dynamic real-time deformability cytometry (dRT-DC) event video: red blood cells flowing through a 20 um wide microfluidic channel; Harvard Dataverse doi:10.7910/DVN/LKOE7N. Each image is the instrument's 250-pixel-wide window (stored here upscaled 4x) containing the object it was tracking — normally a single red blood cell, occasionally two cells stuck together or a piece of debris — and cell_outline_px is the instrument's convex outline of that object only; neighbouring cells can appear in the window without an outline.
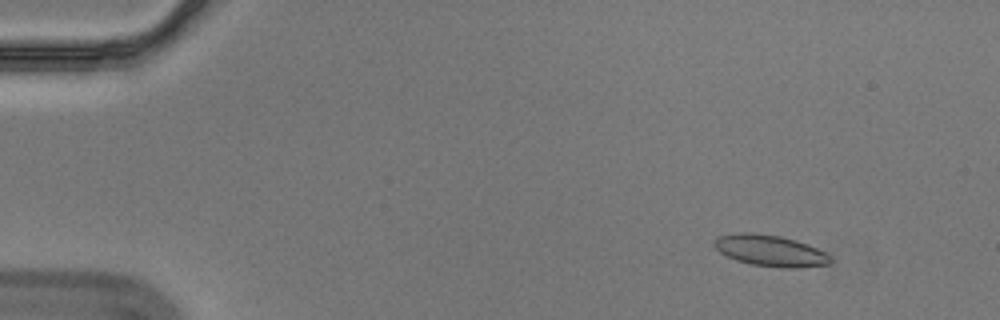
{"species": "Egyptian fruit bat (a non-hibernating species)", "species_latin": "Rousettus aegyptiacus", "temperature_condition": "cold", "stored_images_in_passage": 57, "segment_of_instrument_passage": [1, 2], "camera_frame_rate_fps": 3000, "um_per_image_px": 0.085, "animal": {"sex": "male"}, "frame": {"image": 1, "passage_image": 6, "time_ms": 1.667, "image_size_px": [1000, 320], "cell_outline_px": [[832, 260], [828, 264], [800, 268], [784, 268], [752, 264], [736, 260], [720, 252], [712, 244], [712, 240], [720, 236], [740, 232], [744, 232], [780, 236], [796, 240], [808, 244], [832, 256]], "centroid_in_image_um": [65.48, 21.31], "position_along_channel_um": 19.5, "area_um2": 21.1}}
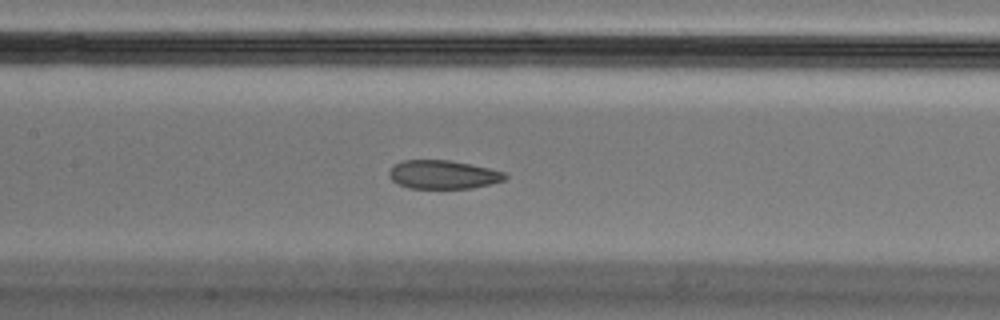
{"frame": {"image": 2, "passage_image": 27, "time_ms": 8.667, "image_size_px": [1000, 320], "cell_outline_px": [[508, 176], [504, 180], [492, 184], [472, 188], [408, 188], [392, 180], [388, 176], [388, 172], [396, 164], [404, 160], [448, 160], [488, 168], [504, 172]], "centroid_in_image_um": [37.67, 14.85], "position_along_channel_um": 169.7, "area_um2": 19.13}}
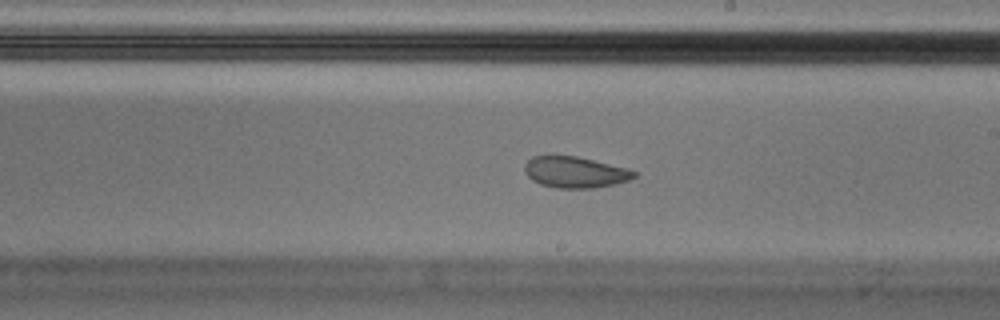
{"frame": {"image": 3, "passage_image": 33, "time_ms": 10.667, "image_size_px": [1000, 320], "cell_outline_px": [[636, 176], [628, 180], [616, 184], [596, 188], [556, 188], [540, 184], [532, 180], [524, 172], [524, 164], [532, 156], [576, 156], [628, 168], [636, 172]], "centroid_in_image_um": [48.87, 14.64], "position_along_channel_um": 240.1, "area_um2": 19.94}}